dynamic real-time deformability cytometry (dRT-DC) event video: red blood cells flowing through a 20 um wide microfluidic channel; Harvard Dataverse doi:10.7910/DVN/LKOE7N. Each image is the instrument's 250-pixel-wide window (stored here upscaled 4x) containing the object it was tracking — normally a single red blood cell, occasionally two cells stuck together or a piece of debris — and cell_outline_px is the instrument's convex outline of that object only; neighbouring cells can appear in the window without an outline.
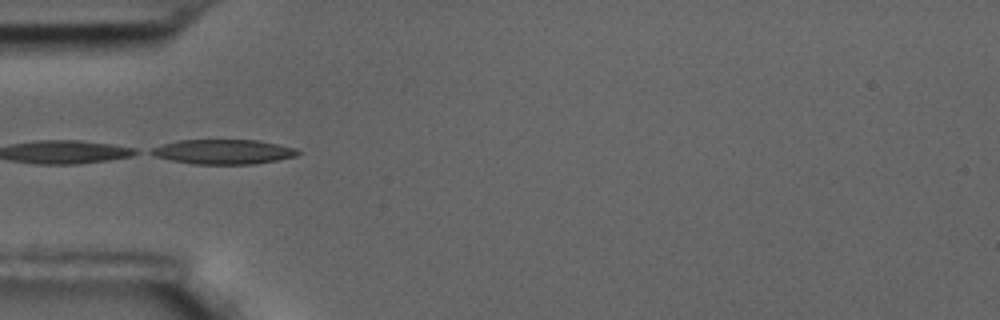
{"species": "common noctule bat (a hibernating species)", "species_latin": "Nyctalus noctula", "temperature_condition": "room temperature", "stored_images_in_passage": 9, "camera_frame_rate_fps": 3000, "um_per_image_px": 0.085, "animal": {"sex": "male", "body_mass_g": 17.5, "forearm_length_mm": 52.3}, "frame": {"image": 1, "passage_image": 1, "time_ms": 0.0, "image_size_px": [1000, 320], "cell_outline_px": [[300, 152], [296, 156], [276, 160], [252, 164], [192, 164], [172, 160], [156, 156], [148, 152], [152, 148], [164, 144], [180, 140], [256, 140], [296, 148]], "centroid_in_image_um": [18.98, 12.9], "position_along_channel_um": 66.0, "area_um2": 20.81}}